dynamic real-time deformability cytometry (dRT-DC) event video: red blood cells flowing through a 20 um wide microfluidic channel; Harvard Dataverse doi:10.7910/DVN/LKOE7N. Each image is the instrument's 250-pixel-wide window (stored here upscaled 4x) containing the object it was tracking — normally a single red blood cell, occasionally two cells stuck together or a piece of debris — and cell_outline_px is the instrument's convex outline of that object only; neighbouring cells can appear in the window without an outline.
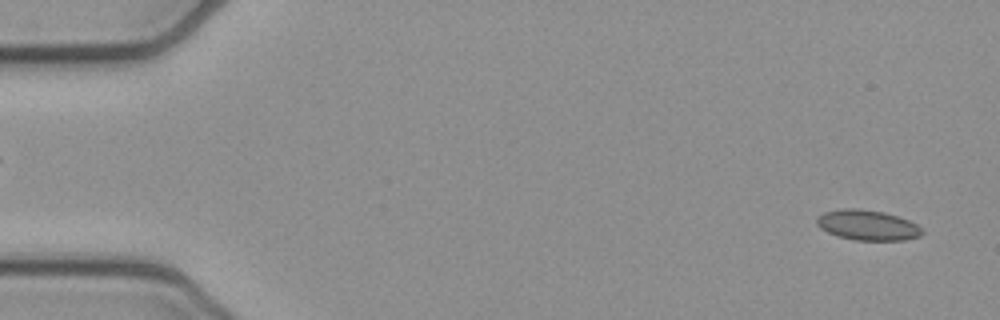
{"species": "common noctule bat (a hibernating species)", "species_latin": "Nyctalus noctula", "temperature_condition": "cold", "stored_images_in_passage": 51, "camera_frame_rate_fps": 3000, "um_per_image_px": 0.085, "animal": {"sex": "female", "body_mass_g": 21.9}, "frame": {"image": 1, "passage_image": 2, "time_ms": 0.333, "image_size_px": [1000, 320], "cell_outline_px": [[924, 232], [920, 236], [904, 240], [856, 240], [836, 236], [820, 228], [816, 224], [816, 216], [824, 212], [840, 208], [856, 208], [884, 212], [908, 220], [916, 224]], "centroid_in_image_um": [73.69, 19.13], "position_along_channel_um": 11.3, "area_um2": 18.61}}
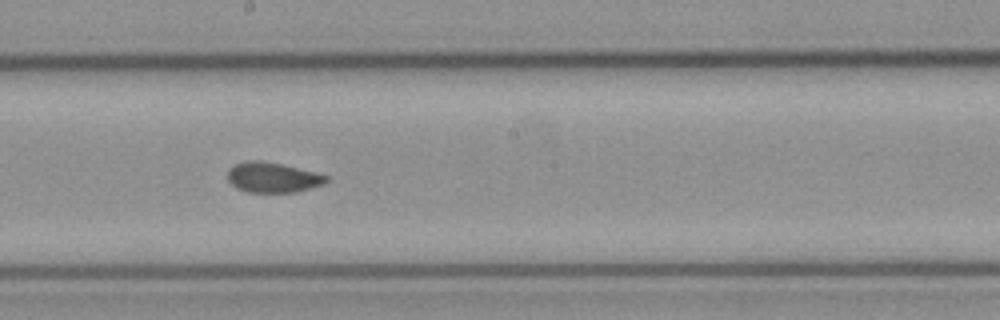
{"frame": {"image": 2, "passage_image": 28, "time_ms": 9.0, "image_size_px": [1000, 320], "cell_outline_px": [[328, 180], [324, 184], [312, 188], [296, 192], [248, 192], [236, 188], [228, 180], [228, 168], [236, 164], [248, 160], [260, 160], [280, 164], [316, 172], [328, 176]], "centroid_in_image_um": [23.18, 15.08], "position_along_channel_um": 225.0, "area_um2": 17.34}}
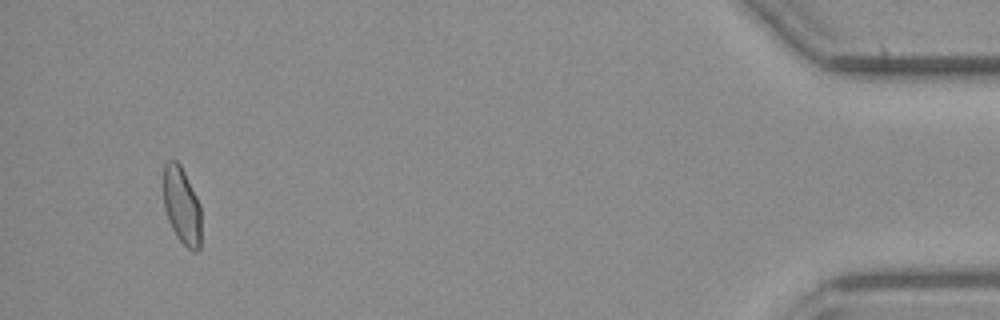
{"frame": {"image": 3, "passage_image": 49, "time_ms": 16.0, "image_size_px": [1000, 320], "cell_outline_px": [[200, 248], [196, 252], [192, 252], [176, 236], [168, 220], [164, 208], [164, 164], [168, 160], [176, 160], [180, 164], [200, 204]], "centroid_in_image_um": [15.45, 17.5], "position_along_channel_um": 419.8, "area_um2": 16.88}, "authors_computed_cell_mechanics": {"area_um2": 17.8024, "velocity_mm_per_s": 3.9256, "shape_relaxation_time_tau1_ms": null, "shape_relaxation_time_tau2_ms": 1.1162, "deformation_change_tau1": null, "deformation_change_tau2": 0.0439}}